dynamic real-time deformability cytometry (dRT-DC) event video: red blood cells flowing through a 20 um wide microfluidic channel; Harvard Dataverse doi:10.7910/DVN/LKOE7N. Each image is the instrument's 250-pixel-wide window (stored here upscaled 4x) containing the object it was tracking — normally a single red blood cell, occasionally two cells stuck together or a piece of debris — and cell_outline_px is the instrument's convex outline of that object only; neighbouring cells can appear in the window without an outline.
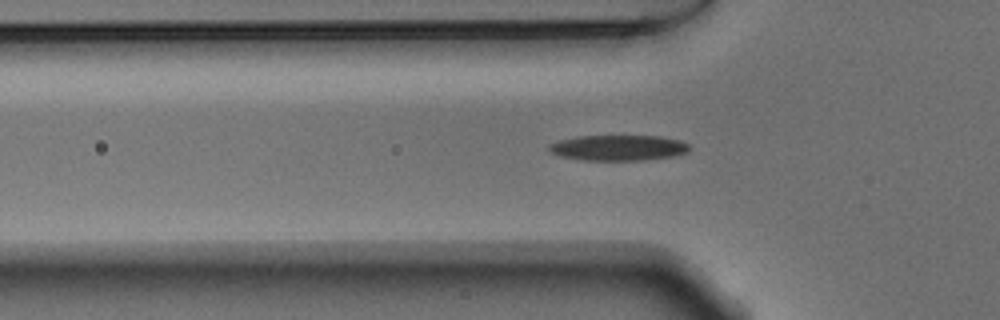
{"species": "Egyptian fruit bat (a non-hibernating species)", "species_latin": "Rousettus aegyptiacus", "temperature_condition": "warm", "stored_images_in_passage": 44, "camera_frame_rate_fps": 3000, "um_per_image_px": 0.085, "animal": {"sex": "male"}, "frame": {"image": 1, "passage_image": 14, "time_ms": 4.333, "image_size_px": [1000, 320], "cell_outline_px": [[692, 148], [688, 152], [676, 156], [644, 160], [580, 160], [560, 156], [548, 152], [548, 144], [560, 140], [576, 136], [660, 136], [680, 140], [688, 144]], "centroid_in_image_um": [52.56, 12.56], "position_along_channel_um": 73.2, "area_um2": 21.21}}
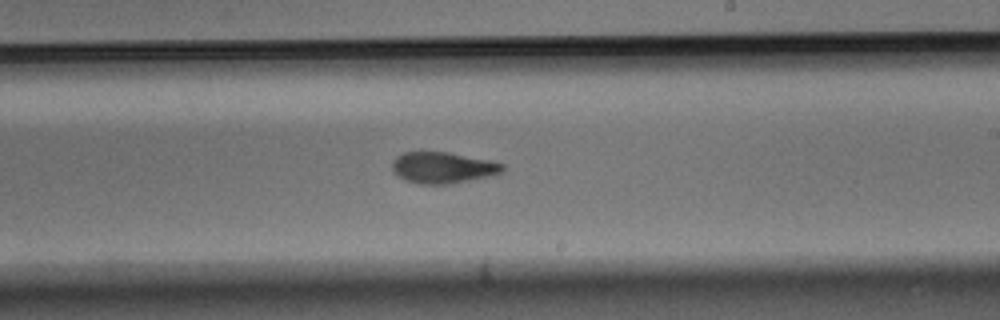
{"frame": {"image": 2, "passage_image": 28, "time_ms": 9.0, "image_size_px": [1000, 320], "cell_outline_px": [[504, 172], [500, 176], [448, 184], [420, 184], [408, 180], [400, 176], [392, 168], [392, 160], [396, 156], [404, 152], [448, 152], [488, 160], [504, 164]], "centroid_in_image_um": [37.74, 14.26], "position_along_channel_um": 251.3, "area_um2": 20.29}}
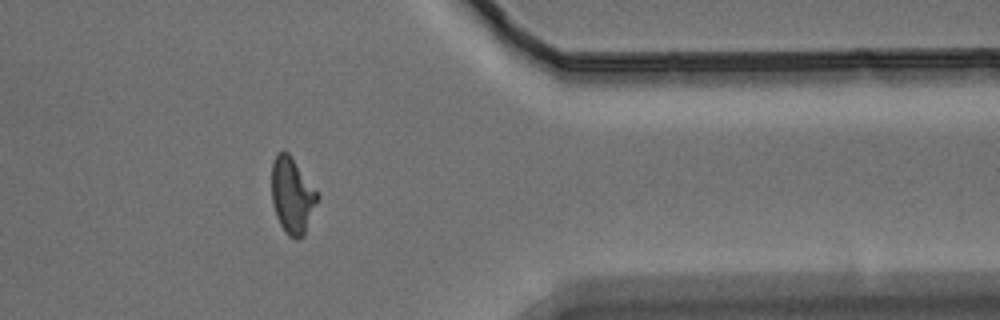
{"frame": {"image": 3, "passage_image": 40, "time_ms": 13.0, "image_size_px": [1000, 320], "cell_outline_px": [[320, 196], [304, 236], [296, 240], [288, 236], [284, 232], [276, 216], [272, 200], [272, 160], [280, 152], [288, 152], [320, 192]], "centroid_in_image_um": [24.87, 16.64], "position_along_channel_um": 386.5, "area_um2": 20.63}, "authors_computed_cell_mechanics": {"area_um2": 20.2011, "velocity_mm_per_s": 3.7897, "shape_relaxation_time_tau1_ms": 6.2082, "shape_relaxation_time_tau2_ms": 3.1787, "deformation_change_tau1": 0.2405, "deformation_change_tau2": 0.1133}}